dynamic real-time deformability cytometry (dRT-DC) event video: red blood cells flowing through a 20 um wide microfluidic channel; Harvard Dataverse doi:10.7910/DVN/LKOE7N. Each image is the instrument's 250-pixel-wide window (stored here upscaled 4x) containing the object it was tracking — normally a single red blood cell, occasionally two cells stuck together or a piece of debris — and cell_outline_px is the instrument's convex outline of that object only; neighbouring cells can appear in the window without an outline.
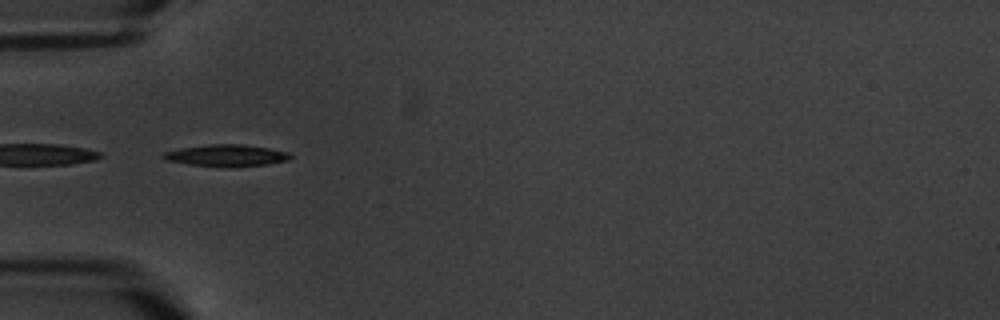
{"species": "common noctule bat (a hibernating species)", "species_latin": "Nyctalus noctula", "temperature_condition": "warm", "stored_images_in_passage": 8, "camera_frame_rate_fps": 3000, "um_per_image_px": 0.085, "animal": {"sex": "male", "body_mass_g": 20.1, "forearm_length_mm": 53.5}, "frame": {"image": 1, "passage_image": 6, "time_ms": 5.667, "image_size_px": [1000, 320], "cell_outline_px": [[292, 156], [288, 160], [268, 164], [236, 168], [224, 168], [188, 164], [168, 160], [160, 156], [164, 152], [180, 148], [208, 144], [240, 144], [268, 148], [288, 152]], "centroid_in_image_um": [19.24, 13.23], "position_along_channel_um": 65.8, "area_um2": 16.36}}